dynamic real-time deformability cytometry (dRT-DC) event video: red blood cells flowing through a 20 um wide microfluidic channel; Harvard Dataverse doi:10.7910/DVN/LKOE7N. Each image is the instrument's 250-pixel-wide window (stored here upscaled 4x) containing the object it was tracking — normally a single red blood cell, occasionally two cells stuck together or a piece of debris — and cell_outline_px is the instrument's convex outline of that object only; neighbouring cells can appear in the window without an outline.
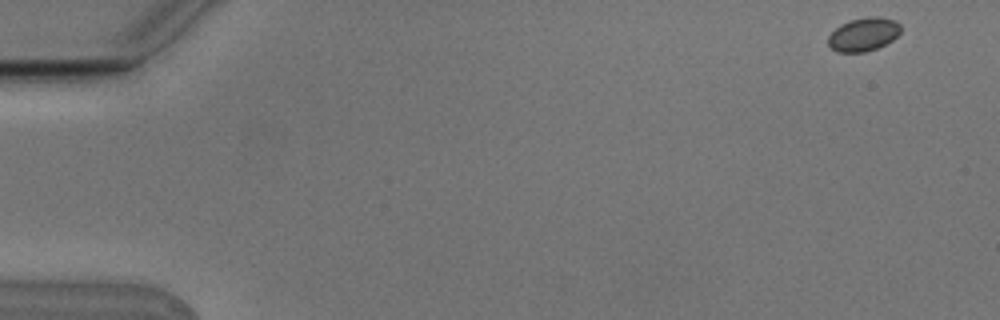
{"species": "Egyptian fruit bat (a non-hibernating species)", "species_latin": "Rousettus aegyptiacus", "temperature_condition": "cold", "stored_images_in_passage": 4, "camera_frame_rate_fps": 3000, "um_per_image_px": 0.085, "animal": {"sex": "male"}, "frame": {"image": 1, "passage_image": 1, "time_ms": 0.0, "image_size_px": [1000, 320], "cell_outline_px": [[900, 32], [892, 40], [876, 48], [864, 52], [836, 52], [828, 44], [828, 36], [840, 24], [848, 20], [868, 16], [876, 16], [896, 20], [900, 24]], "centroid_in_image_um": [73.38, 2.9], "position_along_channel_um": 11.6, "area_um2": 14.16}}